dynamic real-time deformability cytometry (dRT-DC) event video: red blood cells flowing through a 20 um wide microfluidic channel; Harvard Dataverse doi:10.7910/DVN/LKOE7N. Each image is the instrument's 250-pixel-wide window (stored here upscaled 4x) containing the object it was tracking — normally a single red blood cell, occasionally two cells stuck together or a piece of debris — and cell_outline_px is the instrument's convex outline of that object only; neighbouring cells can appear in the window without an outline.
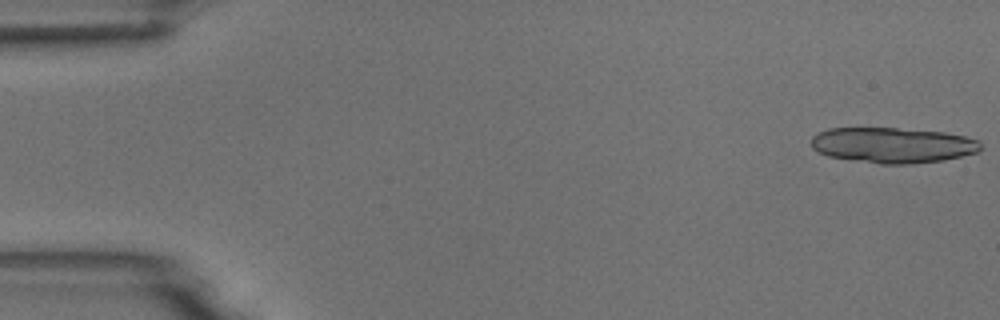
{"species": "common noctule bat (a hibernating species)", "species_latin": "Nyctalus noctula", "temperature_condition": "room temperature", "stored_images_in_passage": 5, "camera_frame_rate_fps": 3000, "um_per_image_px": 0.085, "animal": {"sex": "male", "body_mass_g": 18.8}, "frame": {"image": 1, "passage_image": 1, "time_ms": 0.0, "image_size_px": [1000, 320], "cell_outline_px": [[980, 152], [944, 160], [908, 164], [880, 164], [828, 156], [812, 148], [812, 136], [828, 128], [896, 128], [944, 132], [964, 136], [980, 140]], "centroid_in_image_um": [75.91, 12.34], "position_along_channel_um": 9.1, "area_um2": 35.03}}